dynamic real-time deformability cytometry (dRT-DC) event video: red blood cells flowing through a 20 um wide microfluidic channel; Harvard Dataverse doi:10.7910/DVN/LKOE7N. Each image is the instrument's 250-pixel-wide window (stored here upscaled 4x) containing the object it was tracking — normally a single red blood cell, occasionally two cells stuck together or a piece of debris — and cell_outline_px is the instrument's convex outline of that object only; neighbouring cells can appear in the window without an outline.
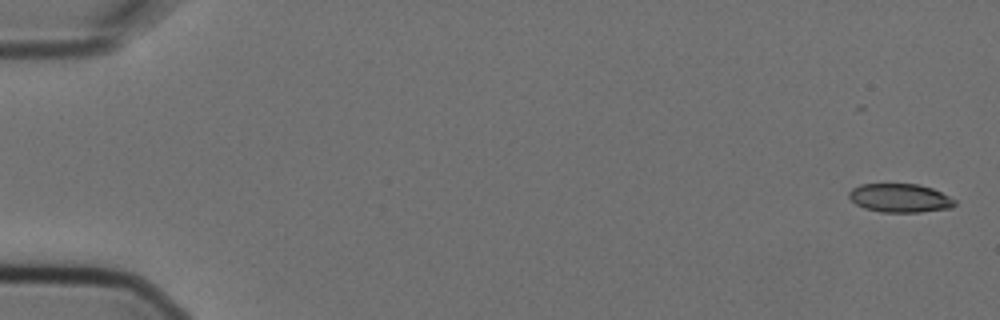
{"species": "Egyptian fruit bat (a non-hibernating species)", "species_latin": "Rousettus aegyptiacus", "temperature_condition": "cold", "stored_images_in_passage": 7, "camera_frame_rate_fps": 3000, "um_per_image_px": 0.085, "animal": {"sex": "female"}, "frame": {"image": 1, "passage_image": 1, "time_ms": 0.0, "image_size_px": [1000, 320], "cell_outline_px": [[956, 204], [952, 208], [920, 212], [880, 212], [864, 208], [856, 204], [848, 196], [848, 192], [852, 188], [860, 184], [920, 184], [932, 188], [956, 200]], "centroid_in_image_um": [76.49, 16.83], "position_along_channel_um": 8.5, "area_um2": 17.74}}
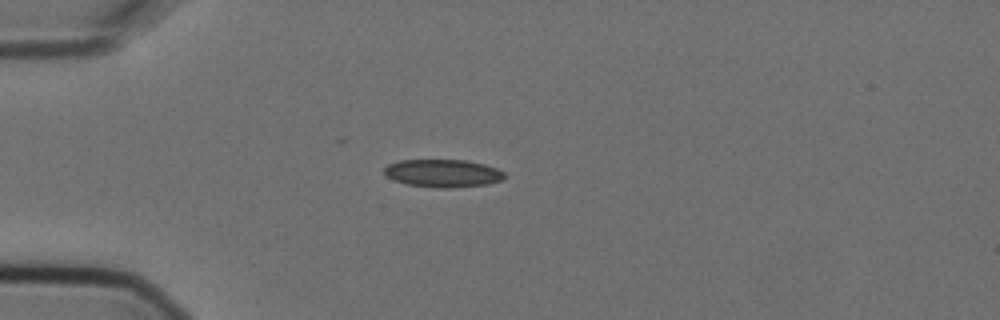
{"frame": {"image": 2, "passage_image": 5, "time_ms": 1.333, "image_size_px": [1000, 320], "cell_outline_px": [[508, 176], [500, 180], [488, 184], [452, 188], [436, 188], [408, 184], [396, 180], [388, 176], [384, 172], [384, 168], [388, 164], [400, 160], [464, 160], [484, 164], [496, 168], [504, 172]], "centroid_in_image_um": [37.68, 14.73], "position_along_channel_um": 47.3, "area_um2": 19.42}}
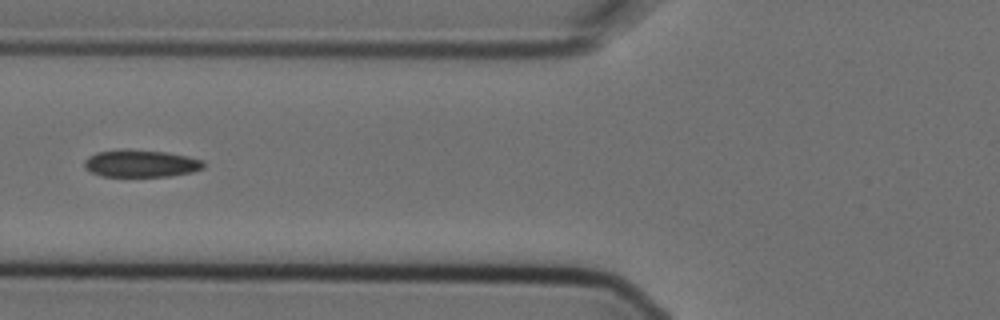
{"frame": {"image": 3, "passage_image": 7, "time_ms": 2.0, "image_size_px": [1000, 320], "cell_outline_px": [[204, 168], [192, 172], [172, 176], [100, 176], [84, 168], [84, 160], [88, 156], [96, 152], [124, 148], [128, 148], [164, 152], [188, 156], [204, 160]], "centroid_in_image_um": [11.96, 13.88], "position_along_channel_um": 113.8, "area_um2": 19.25}}